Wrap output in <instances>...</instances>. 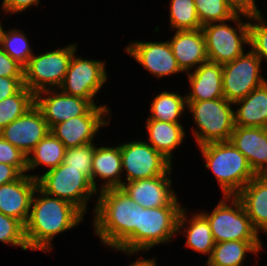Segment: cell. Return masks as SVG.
<instances>
[{
    "label": "cell",
    "instance_id": "obj_2",
    "mask_svg": "<svg viewBox=\"0 0 267 266\" xmlns=\"http://www.w3.org/2000/svg\"><path fill=\"white\" fill-rule=\"evenodd\" d=\"M83 217L84 214L73 204L49 196L37 187L32 196L30 213L25 224L28 248L31 251H51L53 238L57 234L75 228Z\"/></svg>",
    "mask_w": 267,
    "mask_h": 266
},
{
    "label": "cell",
    "instance_id": "obj_29",
    "mask_svg": "<svg viewBox=\"0 0 267 266\" xmlns=\"http://www.w3.org/2000/svg\"><path fill=\"white\" fill-rule=\"evenodd\" d=\"M187 108L186 96L174 92L163 91L154 97L147 120H159L180 124L179 119Z\"/></svg>",
    "mask_w": 267,
    "mask_h": 266
},
{
    "label": "cell",
    "instance_id": "obj_41",
    "mask_svg": "<svg viewBox=\"0 0 267 266\" xmlns=\"http://www.w3.org/2000/svg\"><path fill=\"white\" fill-rule=\"evenodd\" d=\"M40 0H2V10L6 13L26 11L32 5H39Z\"/></svg>",
    "mask_w": 267,
    "mask_h": 266
},
{
    "label": "cell",
    "instance_id": "obj_26",
    "mask_svg": "<svg viewBox=\"0 0 267 266\" xmlns=\"http://www.w3.org/2000/svg\"><path fill=\"white\" fill-rule=\"evenodd\" d=\"M146 128L149 134L148 143L172 163V152L183 143L185 137L182 124L146 120Z\"/></svg>",
    "mask_w": 267,
    "mask_h": 266
},
{
    "label": "cell",
    "instance_id": "obj_14",
    "mask_svg": "<svg viewBox=\"0 0 267 266\" xmlns=\"http://www.w3.org/2000/svg\"><path fill=\"white\" fill-rule=\"evenodd\" d=\"M50 132L40 108L34 104L0 131V135L26 156Z\"/></svg>",
    "mask_w": 267,
    "mask_h": 266
},
{
    "label": "cell",
    "instance_id": "obj_1",
    "mask_svg": "<svg viewBox=\"0 0 267 266\" xmlns=\"http://www.w3.org/2000/svg\"><path fill=\"white\" fill-rule=\"evenodd\" d=\"M94 209L95 234L103 245L136 254L138 205L122 188L99 191Z\"/></svg>",
    "mask_w": 267,
    "mask_h": 266
},
{
    "label": "cell",
    "instance_id": "obj_20",
    "mask_svg": "<svg viewBox=\"0 0 267 266\" xmlns=\"http://www.w3.org/2000/svg\"><path fill=\"white\" fill-rule=\"evenodd\" d=\"M171 38L168 42L182 72L187 74L190 69L194 68L195 70V67L198 68L208 60L205 39L201 29L175 31Z\"/></svg>",
    "mask_w": 267,
    "mask_h": 266
},
{
    "label": "cell",
    "instance_id": "obj_21",
    "mask_svg": "<svg viewBox=\"0 0 267 266\" xmlns=\"http://www.w3.org/2000/svg\"><path fill=\"white\" fill-rule=\"evenodd\" d=\"M222 64L207 60L194 72L187 73L191 92L186 94L187 101H204L224 98L222 86Z\"/></svg>",
    "mask_w": 267,
    "mask_h": 266
},
{
    "label": "cell",
    "instance_id": "obj_23",
    "mask_svg": "<svg viewBox=\"0 0 267 266\" xmlns=\"http://www.w3.org/2000/svg\"><path fill=\"white\" fill-rule=\"evenodd\" d=\"M254 229L267 233V175H256L236 195Z\"/></svg>",
    "mask_w": 267,
    "mask_h": 266
},
{
    "label": "cell",
    "instance_id": "obj_7",
    "mask_svg": "<svg viewBox=\"0 0 267 266\" xmlns=\"http://www.w3.org/2000/svg\"><path fill=\"white\" fill-rule=\"evenodd\" d=\"M76 44L33 54L23 67L24 85L35 95L48 89H59L64 81Z\"/></svg>",
    "mask_w": 267,
    "mask_h": 266
},
{
    "label": "cell",
    "instance_id": "obj_27",
    "mask_svg": "<svg viewBox=\"0 0 267 266\" xmlns=\"http://www.w3.org/2000/svg\"><path fill=\"white\" fill-rule=\"evenodd\" d=\"M262 248L261 241H224L215 243L207 266H243L248 252L258 254Z\"/></svg>",
    "mask_w": 267,
    "mask_h": 266
},
{
    "label": "cell",
    "instance_id": "obj_4",
    "mask_svg": "<svg viewBox=\"0 0 267 266\" xmlns=\"http://www.w3.org/2000/svg\"><path fill=\"white\" fill-rule=\"evenodd\" d=\"M234 103L225 98L187 101L197 129H192L198 146L211 142L229 141L235 127Z\"/></svg>",
    "mask_w": 267,
    "mask_h": 266
},
{
    "label": "cell",
    "instance_id": "obj_42",
    "mask_svg": "<svg viewBox=\"0 0 267 266\" xmlns=\"http://www.w3.org/2000/svg\"><path fill=\"white\" fill-rule=\"evenodd\" d=\"M21 175L14 166L0 163V186L17 180Z\"/></svg>",
    "mask_w": 267,
    "mask_h": 266
},
{
    "label": "cell",
    "instance_id": "obj_9",
    "mask_svg": "<svg viewBox=\"0 0 267 266\" xmlns=\"http://www.w3.org/2000/svg\"><path fill=\"white\" fill-rule=\"evenodd\" d=\"M183 206L143 208L138 205L136 254L153 246L169 243L177 233V223Z\"/></svg>",
    "mask_w": 267,
    "mask_h": 266
},
{
    "label": "cell",
    "instance_id": "obj_15",
    "mask_svg": "<svg viewBox=\"0 0 267 266\" xmlns=\"http://www.w3.org/2000/svg\"><path fill=\"white\" fill-rule=\"evenodd\" d=\"M35 104L42 111L50 129L70 118L85 115L94 106L88 99L65 94L60 89L38 92L35 95Z\"/></svg>",
    "mask_w": 267,
    "mask_h": 266
},
{
    "label": "cell",
    "instance_id": "obj_34",
    "mask_svg": "<svg viewBox=\"0 0 267 266\" xmlns=\"http://www.w3.org/2000/svg\"><path fill=\"white\" fill-rule=\"evenodd\" d=\"M94 151L95 145L93 142L82 146L66 148L63 163L68 165L69 168L82 169V173L91 180Z\"/></svg>",
    "mask_w": 267,
    "mask_h": 266
},
{
    "label": "cell",
    "instance_id": "obj_17",
    "mask_svg": "<svg viewBox=\"0 0 267 266\" xmlns=\"http://www.w3.org/2000/svg\"><path fill=\"white\" fill-rule=\"evenodd\" d=\"M125 50L127 54L131 55L143 68L158 78L182 72L168 41H135L131 42Z\"/></svg>",
    "mask_w": 267,
    "mask_h": 266
},
{
    "label": "cell",
    "instance_id": "obj_16",
    "mask_svg": "<svg viewBox=\"0 0 267 266\" xmlns=\"http://www.w3.org/2000/svg\"><path fill=\"white\" fill-rule=\"evenodd\" d=\"M170 175L123 182L122 189L143 208L180 206Z\"/></svg>",
    "mask_w": 267,
    "mask_h": 266
},
{
    "label": "cell",
    "instance_id": "obj_8",
    "mask_svg": "<svg viewBox=\"0 0 267 266\" xmlns=\"http://www.w3.org/2000/svg\"><path fill=\"white\" fill-rule=\"evenodd\" d=\"M240 16L249 17L236 14L231 18L237 28L229 26L225 21L202 26L209 61L223 65L244 53L243 45H249V21L243 23Z\"/></svg>",
    "mask_w": 267,
    "mask_h": 266
},
{
    "label": "cell",
    "instance_id": "obj_30",
    "mask_svg": "<svg viewBox=\"0 0 267 266\" xmlns=\"http://www.w3.org/2000/svg\"><path fill=\"white\" fill-rule=\"evenodd\" d=\"M35 104V94L25 85L10 97L0 101V131L22 116Z\"/></svg>",
    "mask_w": 267,
    "mask_h": 266
},
{
    "label": "cell",
    "instance_id": "obj_5",
    "mask_svg": "<svg viewBox=\"0 0 267 266\" xmlns=\"http://www.w3.org/2000/svg\"><path fill=\"white\" fill-rule=\"evenodd\" d=\"M200 213L208 220L215 243L261 240L237 196L223 195L210 214L206 211Z\"/></svg>",
    "mask_w": 267,
    "mask_h": 266
},
{
    "label": "cell",
    "instance_id": "obj_40",
    "mask_svg": "<svg viewBox=\"0 0 267 266\" xmlns=\"http://www.w3.org/2000/svg\"><path fill=\"white\" fill-rule=\"evenodd\" d=\"M236 14L252 16L259 14L260 10L256 6L255 0H224Z\"/></svg>",
    "mask_w": 267,
    "mask_h": 266
},
{
    "label": "cell",
    "instance_id": "obj_12",
    "mask_svg": "<svg viewBox=\"0 0 267 266\" xmlns=\"http://www.w3.org/2000/svg\"><path fill=\"white\" fill-rule=\"evenodd\" d=\"M107 78L104 60L83 59L81 56H76L75 51L59 89L65 94L88 99L96 105L94 97Z\"/></svg>",
    "mask_w": 267,
    "mask_h": 266
},
{
    "label": "cell",
    "instance_id": "obj_33",
    "mask_svg": "<svg viewBox=\"0 0 267 266\" xmlns=\"http://www.w3.org/2000/svg\"><path fill=\"white\" fill-rule=\"evenodd\" d=\"M201 25L230 21L236 13L224 0H194Z\"/></svg>",
    "mask_w": 267,
    "mask_h": 266
},
{
    "label": "cell",
    "instance_id": "obj_31",
    "mask_svg": "<svg viewBox=\"0 0 267 266\" xmlns=\"http://www.w3.org/2000/svg\"><path fill=\"white\" fill-rule=\"evenodd\" d=\"M29 45V41L23 31L15 28L6 32L0 23V46L23 67L33 55Z\"/></svg>",
    "mask_w": 267,
    "mask_h": 266
},
{
    "label": "cell",
    "instance_id": "obj_35",
    "mask_svg": "<svg viewBox=\"0 0 267 266\" xmlns=\"http://www.w3.org/2000/svg\"><path fill=\"white\" fill-rule=\"evenodd\" d=\"M0 241L4 244L28 249L25 237V225L16 218L0 212Z\"/></svg>",
    "mask_w": 267,
    "mask_h": 266
},
{
    "label": "cell",
    "instance_id": "obj_19",
    "mask_svg": "<svg viewBox=\"0 0 267 266\" xmlns=\"http://www.w3.org/2000/svg\"><path fill=\"white\" fill-rule=\"evenodd\" d=\"M229 141L246 157L256 175H267V128L235 126Z\"/></svg>",
    "mask_w": 267,
    "mask_h": 266
},
{
    "label": "cell",
    "instance_id": "obj_10",
    "mask_svg": "<svg viewBox=\"0 0 267 266\" xmlns=\"http://www.w3.org/2000/svg\"><path fill=\"white\" fill-rule=\"evenodd\" d=\"M261 59L250 49L235 60L222 65L223 96L231 103L246 97L267 81L261 76Z\"/></svg>",
    "mask_w": 267,
    "mask_h": 266
},
{
    "label": "cell",
    "instance_id": "obj_38",
    "mask_svg": "<svg viewBox=\"0 0 267 266\" xmlns=\"http://www.w3.org/2000/svg\"><path fill=\"white\" fill-rule=\"evenodd\" d=\"M0 77H23V66L0 46Z\"/></svg>",
    "mask_w": 267,
    "mask_h": 266
},
{
    "label": "cell",
    "instance_id": "obj_36",
    "mask_svg": "<svg viewBox=\"0 0 267 266\" xmlns=\"http://www.w3.org/2000/svg\"><path fill=\"white\" fill-rule=\"evenodd\" d=\"M249 21V46L261 59L267 60V24L264 17L259 14L248 17ZM254 20L255 23H252Z\"/></svg>",
    "mask_w": 267,
    "mask_h": 266
},
{
    "label": "cell",
    "instance_id": "obj_28",
    "mask_svg": "<svg viewBox=\"0 0 267 266\" xmlns=\"http://www.w3.org/2000/svg\"><path fill=\"white\" fill-rule=\"evenodd\" d=\"M65 145L50 131L27 155V173L40 165L57 168L63 163ZM32 154V155H31Z\"/></svg>",
    "mask_w": 267,
    "mask_h": 266
},
{
    "label": "cell",
    "instance_id": "obj_22",
    "mask_svg": "<svg viewBox=\"0 0 267 266\" xmlns=\"http://www.w3.org/2000/svg\"><path fill=\"white\" fill-rule=\"evenodd\" d=\"M122 170L120 146L115 147H96L92 161L91 182L95 190H106L110 188H121L123 181L121 180ZM103 179L101 189L96 186L95 180Z\"/></svg>",
    "mask_w": 267,
    "mask_h": 266
},
{
    "label": "cell",
    "instance_id": "obj_32",
    "mask_svg": "<svg viewBox=\"0 0 267 266\" xmlns=\"http://www.w3.org/2000/svg\"><path fill=\"white\" fill-rule=\"evenodd\" d=\"M169 15L170 26L175 31L202 28L194 0H171Z\"/></svg>",
    "mask_w": 267,
    "mask_h": 266
},
{
    "label": "cell",
    "instance_id": "obj_39",
    "mask_svg": "<svg viewBox=\"0 0 267 266\" xmlns=\"http://www.w3.org/2000/svg\"><path fill=\"white\" fill-rule=\"evenodd\" d=\"M23 86V77H0V101L16 94Z\"/></svg>",
    "mask_w": 267,
    "mask_h": 266
},
{
    "label": "cell",
    "instance_id": "obj_18",
    "mask_svg": "<svg viewBox=\"0 0 267 266\" xmlns=\"http://www.w3.org/2000/svg\"><path fill=\"white\" fill-rule=\"evenodd\" d=\"M38 187L34 174H22L17 180L0 186V212L26 224L32 196Z\"/></svg>",
    "mask_w": 267,
    "mask_h": 266
},
{
    "label": "cell",
    "instance_id": "obj_43",
    "mask_svg": "<svg viewBox=\"0 0 267 266\" xmlns=\"http://www.w3.org/2000/svg\"><path fill=\"white\" fill-rule=\"evenodd\" d=\"M128 266H157L155 259H137L135 262L130 263Z\"/></svg>",
    "mask_w": 267,
    "mask_h": 266
},
{
    "label": "cell",
    "instance_id": "obj_37",
    "mask_svg": "<svg viewBox=\"0 0 267 266\" xmlns=\"http://www.w3.org/2000/svg\"><path fill=\"white\" fill-rule=\"evenodd\" d=\"M0 163L14 166L21 174L27 172V156L0 135Z\"/></svg>",
    "mask_w": 267,
    "mask_h": 266
},
{
    "label": "cell",
    "instance_id": "obj_25",
    "mask_svg": "<svg viewBox=\"0 0 267 266\" xmlns=\"http://www.w3.org/2000/svg\"><path fill=\"white\" fill-rule=\"evenodd\" d=\"M185 213L186 209L182 208L177 223V233H181V230H184L183 233L187 237L185 243L187 248L200 254H207L209 258L215 246V241L208 220L200 212L194 216L191 215L190 219L187 218ZM186 226L189 227L187 228Z\"/></svg>",
    "mask_w": 267,
    "mask_h": 266
},
{
    "label": "cell",
    "instance_id": "obj_6",
    "mask_svg": "<svg viewBox=\"0 0 267 266\" xmlns=\"http://www.w3.org/2000/svg\"><path fill=\"white\" fill-rule=\"evenodd\" d=\"M34 178L38 181V187L47 195L68 201L84 215L89 199L98 193L82 169L69 168L64 163L47 170L42 176L36 174Z\"/></svg>",
    "mask_w": 267,
    "mask_h": 266
},
{
    "label": "cell",
    "instance_id": "obj_11",
    "mask_svg": "<svg viewBox=\"0 0 267 266\" xmlns=\"http://www.w3.org/2000/svg\"><path fill=\"white\" fill-rule=\"evenodd\" d=\"M122 170L127 176L125 181L170 175L172 163L148 142L132 141L119 145Z\"/></svg>",
    "mask_w": 267,
    "mask_h": 266
},
{
    "label": "cell",
    "instance_id": "obj_3",
    "mask_svg": "<svg viewBox=\"0 0 267 266\" xmlns=\"http://www.w3.org/2000/svg\"><path fill=\"white\" fill-rule=\"evenodd\" d=\"M205 167L211 169L223 195L236 196L256 174L246 157L230 142H211L199 146Z\"/></svg>",
    "mask_w": 267,
    "mask_h": 266
},
{
    "label": "cell",
    "instance_id": "obj_24",
    "mask_svg": "<svg viewBox=\"0 0 267 266\" xmlns=\"http://www.w3.org/2000/svg\"><path fill=\"white\" fill-rule=\"evenodd\" d=\"M235 104V126L267 128V81Z\"/></svg>",
    "mask_w": 267,
    "mask_h": 266
},
{
    "label": "cell",
    "instance_id": "obj_13",
    "mask_svg": "<svg viewBox=\"0 0 267 266\" xmlns=\"http://www.w3.org/2000/svg\"><path fill=\"white\" fill-rule=\"evenodd\" d=\"M110 112L106 105H94L85 115L60 122L50 131L65 145V148L82 146L93 142L101 126L109 124L107 120L105 121V117L109 119Z\"/></svg>",
    "mask_w": 267,
    "mask_h": 266
}]
</instances>
